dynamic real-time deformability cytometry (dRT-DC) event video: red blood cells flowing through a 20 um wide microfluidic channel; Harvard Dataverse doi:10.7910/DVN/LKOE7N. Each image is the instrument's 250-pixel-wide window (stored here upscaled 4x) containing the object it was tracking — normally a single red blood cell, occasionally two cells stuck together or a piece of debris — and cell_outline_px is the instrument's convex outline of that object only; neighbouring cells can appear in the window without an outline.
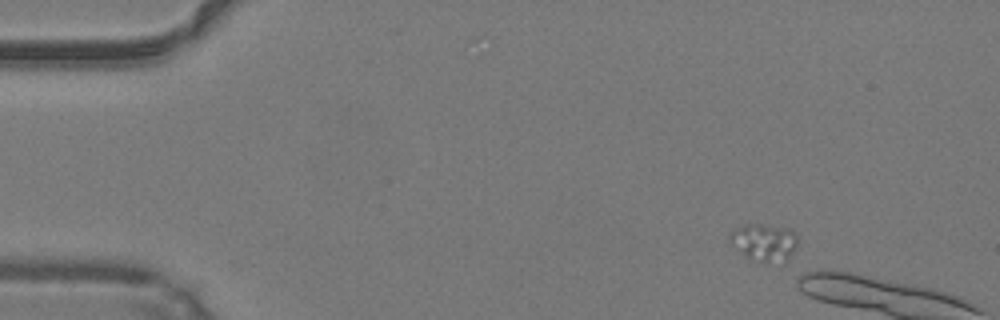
{"species": "common noctule bat (a hibernating species)", "species_latin": "Nyctalus noctula", "temperature_condition": "warm", "stored_images_in_passage": 5, "camera_frame_rate_fps": 3000, "um_per_image_px": 0.085, "animal": {"sex": "male", "body_mass_g": 19.2, "forearm_length_mm": 51.8}, "frame": {"image": 1, "passage_image": 1, "time_ms": 0.0, "image_size_px": [1000, 320], "cell_outline_px": [[796, 248], [784, 264], [780, 264], [752, 260], [736, 248], [732, 244], [728, 236], [728, 232], [744, 224], [760, 224], [788, 228], [796, 232]], "centroid_in_image_um": [64.97, 20.6], "position_along_channel_um": 20.0, "area_um2": 14.97}}